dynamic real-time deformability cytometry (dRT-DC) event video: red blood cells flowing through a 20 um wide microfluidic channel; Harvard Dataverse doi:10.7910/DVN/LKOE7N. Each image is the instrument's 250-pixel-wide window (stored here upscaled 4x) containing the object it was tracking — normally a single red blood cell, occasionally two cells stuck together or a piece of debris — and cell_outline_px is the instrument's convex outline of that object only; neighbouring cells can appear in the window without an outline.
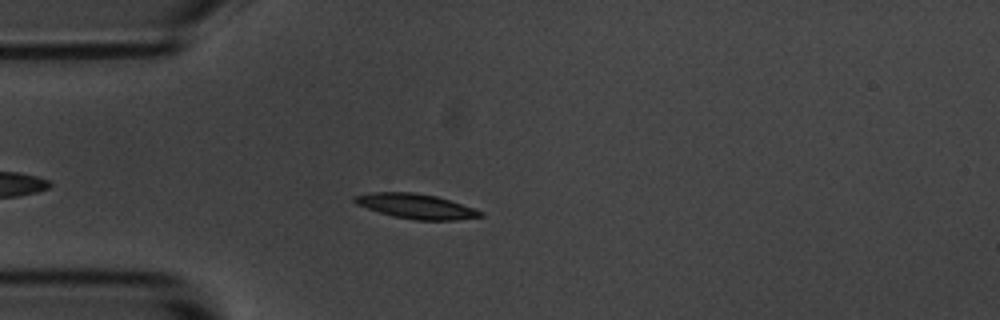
{"species": "common noctule bat (a hibernating species)", "species_latin": "Nyctalus noctula", "temperature_condition": "room temperature", "stored_images_in_passage": 46, "camera_frame_rate_fps": 3000, "um_per_image_px": 0.085, "animal": {"sex": "male", "body_mass_g": 20.1, "forearm_length_mm": 53.5}, "frame": {"image": 1, "passage_image": 8, "time_ms": 2.333, "image_size_px": [1000, 320], "cell_outline_px": [[484, 216], [456, 220], [416, 220], [392, 216], [356, 204], [352, 200], [352, 196], [372, 192], [412, 192], [436, 196], [484, 212]], "centroid_in_image_um": [35.33, 17.53], "position_along_channel_um": 49.7, "area_um2": 18.03}}
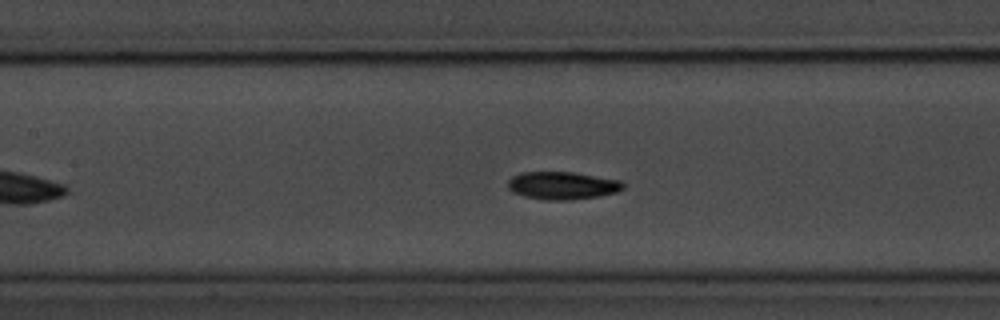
{"frame": {"image": 2, "passage_image": 18, "time_ms": 5.667, "image_size_px": [1000, 320], "cell_outline_px": [[624, 188], [616, 192], [600, 196], [572, 200], [544, 200], [524, 196], [512, 192], [508, 188], [508, 180], [512, 176], [520, 172], [572, 172], [620, 180], [624, 184]], "centroid_in_image_um": [47.78, 15.77], "position_along_channel_um": 159.6, "area_um2": 18.73}}
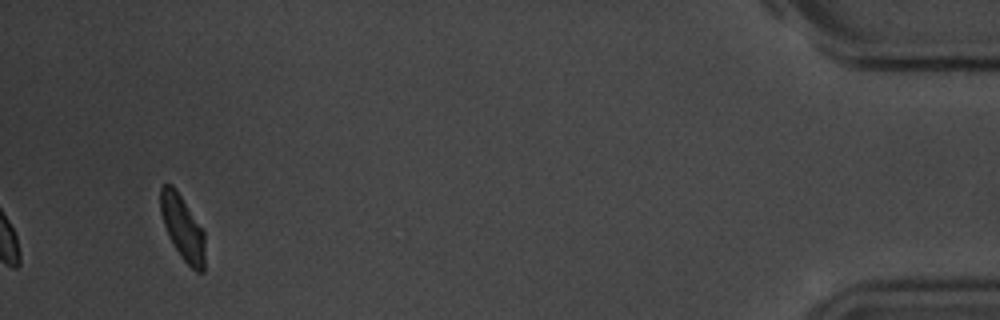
{"frame": {"image": 3, "passage_image": 46, "time_ms": 15.0, "image_size_px": [1000, 320], "cell_outline_px": [[204, 272], [196, 272], [180, 256], [168, 236], [160, 212], [160, 188], [164, 184], [172, 184], [204, 232]], "centroid_in_image_um": [15.5, 19.38], "position_along_channel_um": 419.7, "area_um2": 16.42}, "authors_computed_cell_mechanics": {"area_um2": 17.629, "velocity_mm_per_s": 3.6021, "shape_relaxation_time_tau1_ms": 2.7915, "shape_relaxation_time_tau2_ms": 3.3376, "deformation_change_tau1": 0.1266, "deformation_change_tau2": 0.0849}}